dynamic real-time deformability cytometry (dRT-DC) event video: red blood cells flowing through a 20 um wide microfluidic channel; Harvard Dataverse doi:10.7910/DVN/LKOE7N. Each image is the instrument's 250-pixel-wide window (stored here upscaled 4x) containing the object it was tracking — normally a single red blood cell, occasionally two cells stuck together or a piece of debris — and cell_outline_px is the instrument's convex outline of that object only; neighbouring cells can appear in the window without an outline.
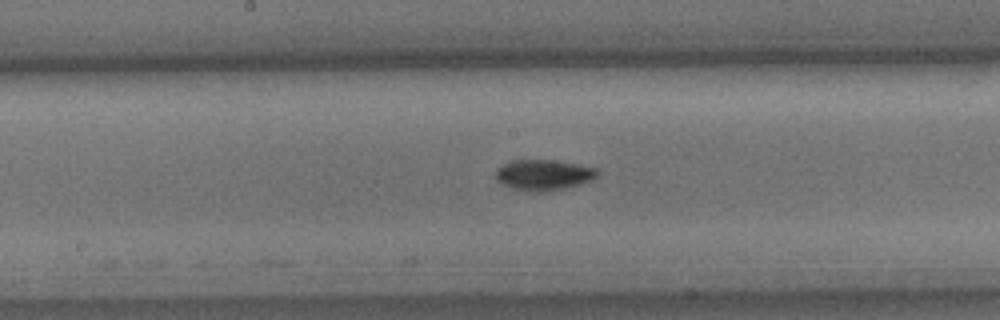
{"species": "common noctule bat (a hibernating species)", "species_latin": "Nyctalus noctula", "temperature_condition": "cold", "stored_images_in_passage": 7, "camera_frame_rate_fps": 3000, "um_per_image_px": 0.085, "animal": {"sex": "male", "body_mass_g": 15.6}, "frame": {"image": 1, "passage_image": 7, "time_ms": 7.0, "image_size_px": [1000, 320], "cell_outline_px": [[600, 172], [592, 180], [580, 184], [544, 192], [528, 192], [504, 184], [496, 180], [496, 172], [504, 164], [512, 160], [552, 160], [576, 164], [596, 168]], "centroid_in_image_um": [46.23, 14.87], "position_along_channel_um": 202.0, "area_um2": 17.86}}